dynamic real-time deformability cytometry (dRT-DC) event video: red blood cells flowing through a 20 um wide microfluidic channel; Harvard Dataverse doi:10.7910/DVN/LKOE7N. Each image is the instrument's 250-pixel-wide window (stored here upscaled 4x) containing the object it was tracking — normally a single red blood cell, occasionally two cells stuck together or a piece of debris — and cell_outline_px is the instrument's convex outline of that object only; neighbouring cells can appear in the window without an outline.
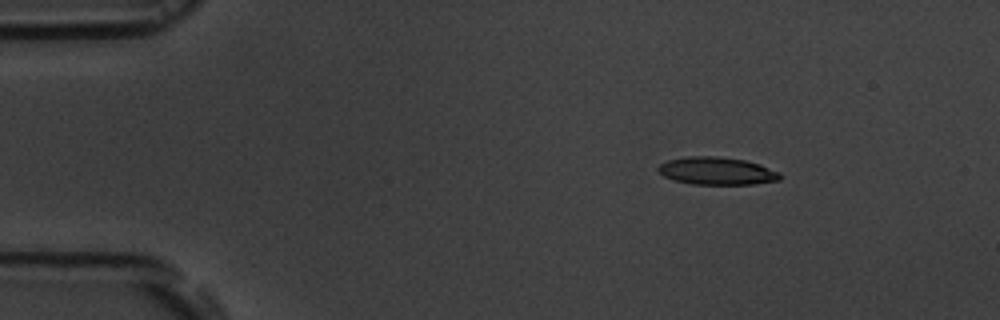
{"species": "common noctule bat (a hibernating species)", "species_latin": "Nyctalus noctula", "temperature_condition": "room temperature", "stored_images_in_passage": 5, "segment_of_instrument_passage": [1, 2], "camera_frame_rate_fps": 3000, "um_per_image_px": 0.085, "animal": {"sex": "male", "body_mass_g": 19.5, "forearm_length_mm": 54.6}, "frame": {"image": 1, "passage_image": 2, "time_ms": 1.667, "image_size_px": [1000, 320], "cell_outline_px": [[780, 180], [752, 184], [692, 184], [676, 180], [664, 176], [656, 168], [660, 164], [668, 160], [688, 156], [716, 156], [744, 160], [760, 164], [780, 172]], "centroid_in_image_um": [60.94, 14.52], "position_along_channel_um": 24.1, "area_um2": 19.48}}